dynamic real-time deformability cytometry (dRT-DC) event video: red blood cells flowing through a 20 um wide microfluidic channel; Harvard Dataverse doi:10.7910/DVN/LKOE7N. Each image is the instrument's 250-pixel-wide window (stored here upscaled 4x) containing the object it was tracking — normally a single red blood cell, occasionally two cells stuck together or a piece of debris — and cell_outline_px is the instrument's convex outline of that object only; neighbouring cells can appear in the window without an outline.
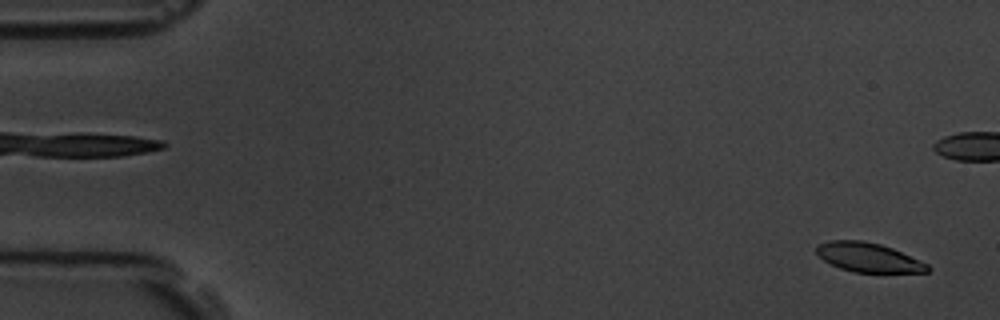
{"species": "common noctule bat (a hibernating species)", "species_latin": "Nyctalus noctula", "temperature_condition": "room temperature", "stored_images_in_passage": 5, "camera_frame_rate_fps": 3000, "um_per_image_px": 0.085, "animal": {"sex": "male", "body_mass_g": 19.5, "forearm_length_mm": 54.6}, "frame": {"image": 1, "passage_image": 1, "time_ms": 0.0, "image_size_px": [1000, 320], "cell_outline_px": [[932, 268], [928, 272], [852, 272], [840, 268], [824, 260], [816, 252], [816, 248], [820, 244], [828, 240], [864, 240], [880, 244], [892, 248], [928, 264]], "centroid_in_image_um": [73.82, 21.87], "position_along_channel_um": 11.2, "area_um2": 18.79}}